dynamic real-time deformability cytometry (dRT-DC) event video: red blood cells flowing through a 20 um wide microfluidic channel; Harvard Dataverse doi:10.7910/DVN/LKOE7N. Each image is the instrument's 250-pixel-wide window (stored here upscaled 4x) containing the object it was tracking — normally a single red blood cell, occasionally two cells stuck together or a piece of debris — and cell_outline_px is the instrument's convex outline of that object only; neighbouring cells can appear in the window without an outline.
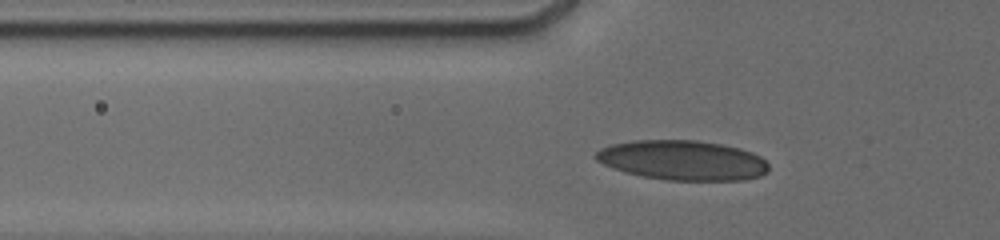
{"species": "human", "species_latin": "Homo sapiens", "temperature_condition": "cold", "stored_images_in_passage": 61, "camera_frame_rate_fps": 3000, "um_per_image_px": 0.085, "donor": {"sex": "male"}, "frame": {"image": 1, "passage_image": 11, "time_ms": 3.0, "image_size_px": [1000, 240], "cell_outline_px": [[768, 172], [760, 176], [744, 180], [668, 180], [644, 176], [624, 172], [612, 168], [596, 160], [592, 156], [600, 148], [612, 144], [632, 140], [696, 140], [724, 144], [740, 148], [752, 152], [760, 156], [768, 164]], "centroid_in_image_um": [58.02, 13.61], "position_along_channel_um": 67.8, "area_um2": 40.29}}
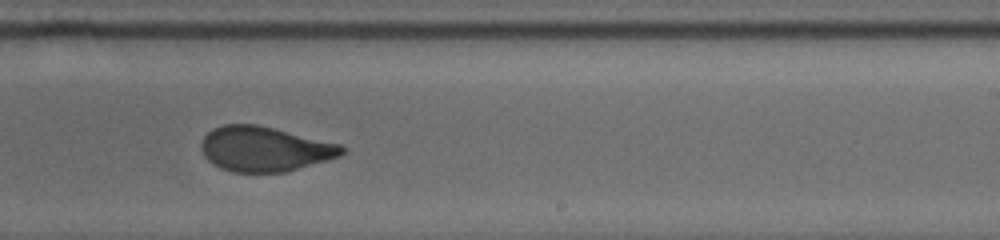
{"frame": {"image": 2, "passage_image": 39, "time_ms": 8.333, "image_size_px": [1000, 240], "cell_outline_px": [[344, 152], [340, 156], [328, 160], [288, 172], [232, 172], [220, 168], [212, 164], [204, 156], [200, 148], [200, 144], [204, 136], [212, 128], [224, 124], [256, 124], [340, 144], [344, 148]], "centroid_in_image_um": [22.46, 12.67], "position_along_channel_um": 266.5, "area_um2": 36.88}}
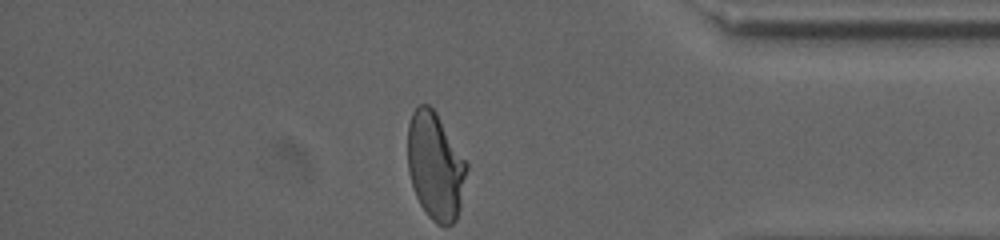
{"frame": {"image": 3, "passage_image": 60, "time_ms": 12.333, "image_size_px": [1000, 240], "cell_outline_px": [[468, 168], [460, 208], [456, 220], [452, 224], [436, 224], [428, 216], [420, 204], [416, 196], [408, 172], [408, 124], [412, 112], [420, 104], [428, 104], [436, 112], [468, 164]], "centroid_in_image_um": [37.0, 14.12], "position_along_channel_um": 398.2, "area_um2": 36.82}, "authors_computed_cell_mechanics": {"area_um2": 37.4544, "velocity_mm_per_s": 3.8045, "shape_relaxation_time_tau1_ms": 6.9031, "shape_relaxation_time_tau2_ms": 0.7673, "deformation_change_tau1": 0.1947, "deformation_change_tau2": 0.0508}}